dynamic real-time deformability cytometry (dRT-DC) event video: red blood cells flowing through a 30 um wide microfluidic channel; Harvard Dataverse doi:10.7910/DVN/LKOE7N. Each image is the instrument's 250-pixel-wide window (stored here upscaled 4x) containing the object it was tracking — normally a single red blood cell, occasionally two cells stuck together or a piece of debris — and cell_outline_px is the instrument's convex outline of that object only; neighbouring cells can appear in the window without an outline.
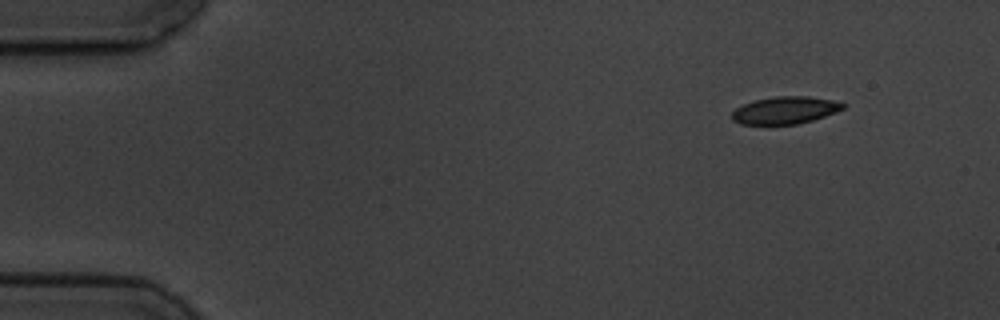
{"species": "common noctule bat (a hibernating species)", "species_latin": "Nyctalus noctula", "temperature_condition": "cold", "stored_images_in_passage": 5, "segment_of_instrument_passage": [1, 2], "camera_frame_rate_fps": 3000, "um_per_image_px": 0.085, "animal": {"sex": "male", "body_mass_g": 19.5, "forearm_length_mm": 54.6}, "frame": {"image": 1, "passage_image": 1, "time_ms": 0.0, "image_size_px": [1000, 320], "cell_outline_px": [[844, 108], [836, 112], [812, 120], [796, 124], [740, 124], [732, 120], [732, 112], [736, 108], [744, 104], [756, 100], [776, 96], [808, 96], [832, 100], [844, 104]], "centroid_in_image_um": [66.71, 9.37], "position_along_channel_um": 18.3, "area_um2": 17.46}}
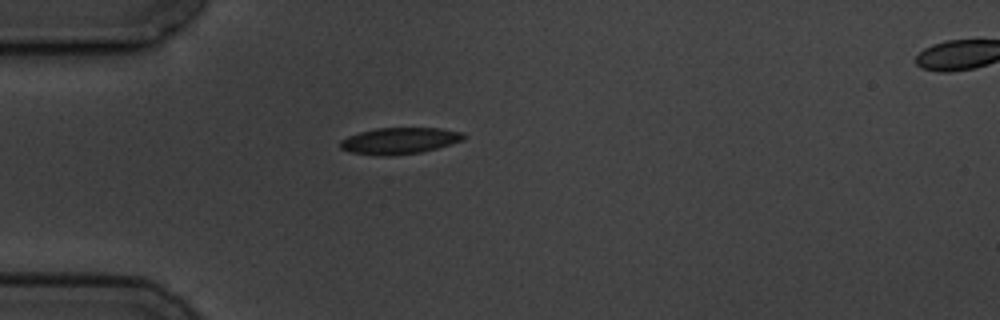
{"frame": {"image": 2, "passage_image": 4, "time_ms": 3.333, "image_size_px": [1000, 320], "cell_outline_px": [[464, 140], [436, 148], [420, 152], [388, 156], [384, 156], [348, 152], [340, 148], [340, 140], [348, 136], [360, 132], [376, 128], [440, 128], [464, 132]], "centroid_in_image_um": [33.94, 11.96], "position_along_channel_um": 51.1, "area_um2": 18.96}}